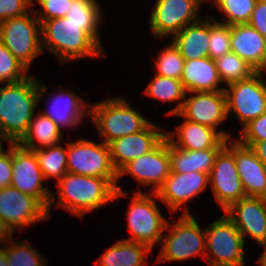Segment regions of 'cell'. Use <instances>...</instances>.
I'll return each instance as SVG.
<instances>
[{
  "label": "cell",
  "instance_id": "74e56055",
  "mask_svg": "<svg viewBox=\"0 0 266 266\" xmlns=\"http://www.w3.org/2000/svg\"><path fill=\"white\" fill-rule=\"evenodd\" d=\"M239 143H257L266 140V113L247 123L239 132Z\"/></svg>",
  "mask_w": 266,
  "mask_h": 266
},
{
  "label": "cell",
  "instance_id": "7dc6e473",
  "mask_svg": "<svg viewBox=\"0 0 266 266\" xmlns=\"http://www.w3.org/2000/svg\"><path fill=\"white\" fill-rule=\"evenodd\" d=\"M43 1H45V0H37V3L41 4ZM33 3H34V1L33 0H30L31 6L33 5Z\"/></svg>",
  "mask_w": 266,
  "mask_h": 266
},
{
  "label": "cell",
  "instance_id": "4316f807",
  "mask_svg": "<svg viewBox=\"0 0 266 266\" xmlns=\"http://www.w3.org/2000/svg\"><path fill=\"white\" fill-rule=\"evenodd\" d=\"M152 250L145 244L119 240L96 260L98 266H144Z\"/></svg>",
  "mask_w": 266,
  "mask_h": 266
},
{
  "label": "cell",
  "instance_id": "f6af8a7d",
  "mask_svg": "<svg viewBox=\"0 0 266 266\" xmlns=\"http://www.w3.org/2000/svg\"><path fill=\"white\" fill-rule=\"evenodd\" d=\"M4 248L0 249V266H8L7 261V255H6V249Z\"/></svg>",
  "mask_w": 266,
  "mask_h": 266
},
{
  "label": "cell",
  "instance_id": "8992f818",
  "mask_svg": "<svg viewBox=\"0 0 266 266\" xmlns=\"http://www.w3.org/2000/svg\"><path fill=\"white\" fill-rule=\"evenodd\" d=\"M243 236L224 213L205 229V258L210 266H244Z\"/></svg>",
  "mask_w": 266,
  "mask_h": 266
},
{
  "label": "cell",
  "instance_id": "44dd1931",
  "mask_svg": "<svg viewBox=\"0 0 266 266\" xmlns=\"http://www.w3.org/2000/svg\"><path fill=\"white\" fill-rule=\"evenodd\" d=\"M175 133L166 134V139L174 146L186 150L222 149L231 139L226 131H219L209 126L186 120L177 126Z\"/></svg>",
  "mask_w": 266,
  "mask_h": 266
},
{
  "label": "cell",
  "instance_id": "9c48e42d",
  "mask_svg": "<svg viewBox=\"0 0 266 266\" xmlns=\"http://www.w3.org/2000/svg\"><path fill=\"white\" fill-rule=\"evenodd\" d=\"M161 241L160 243H163V245L157 260L158 262H178L197 255L205 256L206 254L205 229L201 231L198 222L190 214L187 207L184 209L180 219L173 225L170 233L163 235Z\"/></svg>",
  "mask_w": 266,
  "mask_h": 266
},
{
  "label": "cell",
  "instance_id": "52a82bcc",
  "mask_svg": "<svg viewBox=\"0 0 266 266\" xmlns=\"http://www.w3.org/2000/svg\"><path fill=\"white\" fill-rule=\"evenodd\" d=\"M29 13L0 22V42L28 69L43 52L41 22Z\"/></svg>",
  "mask_w": 266,
  "mask_h": 266
},
{
  "label": "cell",
  "instance_id": "bcb514c9",
  "mask_svg": "<svg viewBox=\"0 0 266 266\" xmlns=\"http://www.w3.org/2000/svg\"><path fill=\"white\" fill-rule=\"evenodd\" d=\"M258 263L261 264L262 266H266V247H264V251L260 256Z\"/></svg>",
  "mask_w": 266,
  "mask_h": 266
},
{
  "label": "cell",
  "instance_id": "6da1fadb",
  "mask_svg": "<svg viewBox=\"0 0 266 266\" xmlns=\"http://www.w3.org/2000/svg\"><path fill=\"white\" fill-rule=\"evenodd\" d=\"M46 91L34 75L0 87V137L17 144L34 117L38 102Z\"/></svg>",
  "mask_w": 266,
  "mask_h": 266
},
{
  "label": "cell",
  "instance_id": "f35d334b",
  "mask_svg": "<svg viewBox=\"0 0 266 266\" xmlns=\"http://www.w3.org/2000/svg\"><path fill=\"white\" fill-rule=\"evenodd\" d=\"M71 2L72 0H45L40 4L44 12L35 15L40 22L65 17Z\"/></svg>",
  "mask_w": 266,
  "mask_h": 266
},
{
  "label": "cell",
  "instance_id": "d4e9b609",
  "mask_svg": "<svg viewBox=\"0 0 266 266\" xmlns=\"http://www.w3.org/2000/svg\"><path fill=\"white\" fill-rule=\"evenodd\" d=\"M52 97L50 110L42 114L50 117L60 128L62 125L72 127L80 124L85 110L90 107V104L87 106L83 99L69 90L57 92Z\"/></svg>",
  "mask_w": 266,
  "mask_h": 266
},
{
  "label": "cell",
  "instance_id": "f1b7e54d",
  "mask_svg": "<svg viewBox=\"0 0 266 266\" xmlns=\"http://www.w3.org/2000/svg\"><path fill=\"white\" fill-rule=\"evenodd\" d=\"M145 94L162 101H180L178 105L167 114L172 115L180 111L186 91L180 79L156 75L145 89Z\"/></svg>",
  "mask_w": 266,
  "mask_h": 266
},
{
  "label": "cell",
  "instance_id": "ee69618b",
  "mask_svg": "<svg viewBox=\"0 0 266 266\" xmlns=\"http://www.w3.org/2000/svg\"><path fill=\"white\" fill-rule=\"evenodd\" d=\"M14 231L5 223L3 220L0 219V243L4 241H9L12 238V234Z\"/></svg>",
  "mask_w": 266,
  "mask_h": 266
},
{
  "label": "cell",
  "instance_id": "836d02e7",
  "mask_svg": "<svg viewBox=\"0 0 266 266\" xmlns=\"http://www.w3.org/2000/svg\"><path fill=\"white\" fill-rule=\"evenodd\" d=\"M209 57L213 60L231 52L230 26L209 18Z\"/></svg>",
  "mask_w": 266,
  "mask_h": 266
},
{
  "label": "cell",
  "instance_id": "60d3db41",
  "mask_svg": "<svg viewBox=\"0 0 266 266\" xmlns=\"http://www.w3.org/2000/svg\"><path fill=\"white\" fill-rule=\"evenodd\" d=\"M12 144L9 145L8 151L0 148V188L11 186L12 181Z\"/></svg>",
  "mask_w": 266,
  "mask_h": 266
},
{
  "label": "cell",
  "instance_id": "2e32d148",
  "mask_svg": "<svg viewBox=\"0 0 266 266\" xmlns=\"http://www.w3.org/2000/svg\"><path fill=\"white\" fill-rule=\"evenodd\" d=\"M194 93L188 99L185 95L180 111L172 115L216 129L228 117L224 90Z\"/></svg>",
  "mask_w": 266,
  "mask_h": 266
},
{
  "label": "cell",
  "instance_id": "277c9868",
  "mask_svg": "<svg viewBox=\"0 0 266 266\" xmlns=\"http://www.w3.org/2000/svg\"><path fill=\"white\" fill-rule=\"evenodd\" d=\"M130 105L118 97L90 105L88 115L97 125L104 143L138 133L151 123Z\"/></svg>",
  "mask_w": 266,
  "mask_h": 266
},
{
  "label": "cell",
  "instance_id": "5b68a950",
  "mask_svg": "<svg viewBox=\"0 0 266 266\" xmlns=\"http://www.w3.org/2000/svg\"><path fill=\"white\" fill-rule=\"evenodd\" d=\"M156 198L155 193L149 195L140 190L135 192L127 214L131 238L123 240L145 244L151 250L156 243L161 242L169 223L158 209Z\"/></svg>",
  "mask_w": 266,
  "mask_h": 266
},
{
  "label": "cell",
  "instance_id": "603a6c76",
  "mask_svg": "<svg viewBox=\"0 0 266 266\" xmlns=\"http://www.w3.org/2000/svg\"><path fill=\"white\" fill-rule=\"evenodd\" d=\"M180 80L187 93L224 90V87L217 88L222 81L210 57L185 60Z\"/></svg>",
  "mask_w": 266,
  "mask_h": 266
},
{
  "label": "cell",
  "instance_id": "e0dca14e",
  "mask_svg": "<svg viewBox=\"0 0 266 266\" xmlns=\"http://www.w3.org/2000/svg\"><path fill=\"white\" fill-rule=\"evenodd\" d=\"M224 212L233 221L243 240L247 234L266 247V198L246 196Z\"/></svg>",
  "mask_w": 266,
  "mask_h": 266
},
{
  "label": "cell",
  "instance_id": "d590c367",
  "mask_svg": "<svg viewBox=\"0 0 266 266\" xmlns=\"http://www.w3.org/2000/svg\"><path fill=\"white\" fill-rule=\"evenodd\" d=\"M65 17L76 24H100L101 11L97 0H72Z\"/></svg>",
  "mask_w": 266,
  "mask_h": 266
},
{
  "label": "cell",
  "instance_id": "ab89813d",
  "mask_svg": "<svg viewBox=\"0 0 266 266\" xmlns=\"http://www.w3.org/2000/svg\"><path fill=\"white\" fill-rule=\"evenodd\" d=\"M30 0H0V22L28 13Z\"/></svg>",
  "mask_w": 266,
  "mask_h": 266
},
{
  "label": "cell",
  "instance_id": "4fadbf2b",
  "mask_svg": "<svg viewBox=\"0 0 266 266\" xmlns=\"http://www.w3.org/2000/svg\"><path fill=\"white\" fill-rule=\"evenodd\" d=\"M48 218L47 208L37 198L12 186L0 188V219L14 232Z\"/></svg>",
  "mask_w": 266,
  "mask_h": 266
},
{
  "label": "cell",
  "instance_id": "4dcf8cb0",
  "mask_svg": "<svg viewBox=\"0 0 266 266\" xmlns=\"http://www.w3.org/2000/svg\"><path fill=\"white\" fill-rule=\"evenodd\" d=\"M222 83L231 84L251 77L257 71L237 54L230 52L214 60Z\"/></svg>",
  "mask_w": 266,
  "mask_h": 266
},
{
  "label": "cell",
  "instance_id": "c3c4849f",
  "mask_svg": "<svg viewBox=\"0 0 266 266\" xmlns=\"http://www.w3.org/2000/svg\"><path fill=\"white\" fill-rule=\"evenodd\" d=\"M2 138L0 137V148H2Z\"/></svg>",
  "mask_w": 266,
  "mask_h": 266
},
{
  "label": "cell",
  "instance_id": "1f68e13d",
  "mask_svg": "<svg viewBox=\"0 0 266 266\" xmlns=\"http://www.w3.org/2000/svg\"><path fill=\"white\" fill-rule=\"evenodd\" d=\"M24 242L26 241H10L4 245L8 266H46L45 258H42L43 256L34 250L32 245Z\"/></svg>",
  "mask_w": 266,
  "mask_h": 266
},
{
  "label": "cell",
  "instance_id": "cb8c5ba5",
  "mask_svg": "<svg viewBox=\"0 0 266 266\" xmlns=\"http://www.w3.org/2000/svg\"><path fill=\"white\" fill-rule=\"evenodd\" d=\"M172 43L185 60L209 57V19L188 24L173 35Z\"/></svg>",
  "mask_w": 266,
  "mask_h": 266
},
{
  "label": "cell",
  "instance_id": "d6986e66",
  "mask_svg": "<svg viewBox=\"0 0 266 266\" xmlns=\"http://www.w3.org/2000/svg\"><path fill=\"white\" fill-rule=\"evenodd\" d=\"M209 184V174L202 172H171L155 193L173 213L200 194Z\"/></svg>",
  "mask_w": 266,
  "mask_h": 266
},
{
  "label": "cell",
  "instance_id": "8fae6325",
  "mask_svg": "<svg viewBox=\"0 0 266 266\" xmlns=\"http://www.w3.org/2000/svg\"><path fill=\"white\" fill-rule=\"evenodd\" d=\"M12 181L11 186L22 193L37 198L50 215L54 197L47 187H43L44 175L39 167L35 153L18 144H12Z\"/></svg>",
  "mask_w": 266,
  "mask_h": 266
},
{
  "label": "cell",
  "instance_id": "ba28073f",
  "mask_svg": "<svg viewBox=\"0 0 266 266\" xmlns=\"http://www.w3.org/2000/svg\"><path fill=\"white\" fill-rule=\"evenodd\" d=\"M68 173L107 179L115 188L118 175L114 169L108 144L94 143L79 139L75 143L67 142Z\"/></svg>",
  "mask_w": 266,
  "mask_h": 266
},
{
  "label": "cell",
  "instance_id": "7a4b0ae2",
  "mask_svg": "<svg viewBox=\"0 0 266 266\" xmlns=\"http://www.w3.org/2000/svg\"><path fill=\"white\" fill-rule=\"evenodd\" d=\"M99 25L76 24L66 17L42 21V50H50L63 62L101 56Z\"/></svg>",
  "mask_w": 266,
  "mask_h": 266
},
{
  "label": "cell",
  "instance_id": "8d00e7d4",
  "mask_svg": "<svg viewBox=\"0 0 266 266\" xmlns=\"http://www.w3.org/2000/svg\"><path fill=\"white\" fill-rule=\"evenodd\" d=\"M28 69L0 42V83L26 79Z\"/></svg>",
  "mask_w": 266,
  "mask_h": 266
},
{
  "label": "cell",
  "instance_id": "30bf717a",
  "mask_svg": "<svg viewBox=\"0 0 266 266\" xmlns=\"http://www.w3.org/2000/svg\"><path fill=\"white\" fill-rule=\"evenodd\" d=\"M262 74L256 72L248 79L228 84L229 88H224L227 115L232 110L243 127L266 113V83Z\"/></svg>",
  "mask_w": 266,
  "mask_h": 266
},
{
  "label": "cell",
  "instance_id": "e575fe53",
  "mask_svg": "<svg viewBox=\"0 0 266 266\" xmlns=\"http://www.w3.org/2000/svg\"><path fill=\"white\" fill-rule=\"evenodd\" d=\"M185 59L171 42L163 49L156 59L157 75L180 79L183 73Z\"/></svg>",
  "mask_w": 266,
  "mask_h": 266
},
{
  "label": "cell",
  "instance_id": "b9f144b4",
  "mask_svg": "<svg viewBox=\"0 0 266 266\" xmlns=\"http://www.w3.org/2000/svg\"><path fill=\"white\" fill-rule=\"evenodd\" d=\"M248 24L266 37V0H257Z\"/></svg>",
  "mask_w": 266,
  "mask_h": 266
},
{
  "label": "cell",
  "instance_id": "484cf974",
  "mask_svg": "<svg viewBox=\"0 0 266 266\" xmlns=\"http://www.w3.org/2000/svg\"><path fill=\"white\" fill-rule=\"evenodd\" d=\"M221 149L186 150L169 142L171 172L189 173L202 172L209 174L216 155Z\"/></svg>",
  "mask_w": 266,
  "mask_h": 266
},
{
  "label": "cell",
  "instance_id": "681fc988",
  "mask_svg": "<svg viewBox=\"0 0 266 266\" xmlns=\"http://www.w3.org/2000/svg\"><path fill=\"white\" fill-rule=\"evenodd\" d=\"M262 71H265L266 72V64H265L264 68L261 70V72Z\"/></svg>",
  "mask_w": 266,
  "mask_h": 266
},
{
  "label": "cell",
  "instance_id": "ffe728a7",
  "mask_svg": "<svg viewBox=\"0 0 266 266\" xmlns=\"http://www.w3.org/2000/svg\"><path fill=\"white\" fill-rule=\"evenodd\" d=\"M231 148L226 147L234 154L242 186L247 197L266 198V165H264L250 149V147L233 140Z\"/></svg>",
  "mask_w": 266,
  "mask_h": 266
},
{
  "label": "cell",
  "instance_id": "5bb4252c",
  "mask_svg": "<svg viewBox=\"0 0 266 266\" xmlns=\"http://www.w3.org/2000/svg\"><path fill=\"white\" fill-rule=\"evenodd\" d=\"M213 194L223 210L246 197L234 154L224 146L216 155L209 173Z\"/></svg>",
  "mask_w": 266,
  "mask_h": 266
},
{
  "label": "cell",
  "instance_id": "9a60e30c",
  "mask_svg": "<svg viewBox=\"0 0 266 266\" xmlns=\"http://www.w3.org/2000/svg\"><path fill=\"white\" fill-rule=\"evenodd\" d=\"M171 171L169 141L166 137L150 152L128 162L118 172V180L131 174L141 185H153L156 193Z\"/></svg>",
  "mask_w": 266,
  "mask_h": 266
},
{
  "label": "cell",
  "instance_id": "d6a6232c",
  "mask_svg": "<svg viewBox=\"0 0 266 266\" xmlns=\"http://www.w3.org/2000/svg\"><path fill=\"white\" fill-rule=\"evenodd\" d=\"M219 11L226 15L227 25L248 23L257 0H213Z\"/></svg>",
  "mask_w": 266,
  "mask_h": 266
},
{
  "label": "cell",
  "instance_id": "ac0fdd59",
  "mask_svg": "<svg viewBox=\"0 0 266 266\" xmlns=\"http://www.w3.org/2000/svg\"><path fill=\"white\" fill-rule=\"evenodd\" d=\"M166 133L152 122L142 131L111 141L108 146L114 169L118 172L128 162L152 151Z\"/></svg>",
  "mask_w": 266,
  "mask_h": 266
},
{
  "label": "cell",
  "instance_id": "3957f363",
  "mask_svg": "<svg viewBox=\"0 0 266 266\" xmlns=\"http://www.w3.org/2000/svg\"><path fill=\"white\" fill-rule=\"evenodd\" d=\"M57 186L58 206L81 218L108 202L127 196L119 185L115 188L107 179L100 177L67 173L57 181Z\"/></svg>",
  "mask_w": 266,
  "mask_h": 266
},
{
  "label": "cell",
  "instance_id": "7402d4cb",
  "mask_svg": "<svg viewBox=\"0 0 266 266\" xmlns=\"http://www.w3.org/2000/svg\"><path fill=\"white\" fill-rule=\"evenodd\" d=\"M231 52L237 54L257 72L266 64V37L248 23L230 25Z\"/></svg>",
  "mask_w": 266,
  "mask_h": 266
},
{
  "label": "cell",
  "instance_id": "f546056e",
  "mask_svg": "<svg viewBox=\"0 0 266 266\" xmlns=\"http://www.w3.org/2000/svg\"><path fill=\"white\" fill-rule=\"evenodd\" d=\"M39 167L47 178H56L58 181L68 173L67 151L59 144L42 149L33 150Z\"/></svg>",
  "mask_w": 266,
  "mask_h": 266
},
{
  "label": "cell",
  "instance_id": "7c38bea8",
  "mask_svg": "<svg viewBox=\"0 0 266 266\" xmlns=\"http://www.w3.org/2000/svg\"><path fill=\"white\" fill-rule=\"evenodd\" d=\"M206 0H157L150 16V28L156 37L179 33L188 24L199 21L201 2ZM193 21V22H192Z\"/></svg>",
  "mask_w": 266,
  "mask_h": 266
},
{
  "label": "cell",
  "instance_id": "7bdbcfd3",
  "mask_svg": "<svg viewBox=\"0 0 266 266\" xmlns=\"http://www.w3.org/2000/svg\"><path fill=\"white\" fill-rule=\"evenodd\" d=\"M244 146L250 147L257 158L266 165V140L257 143H240Z\"/></svg>",
  "mask_w": 266,
  "mask_h": 266
},
{
  "label": "cell",
  "instance_id": "83f0119b",
  "mask_svg": "<svg viewBox=\"0 0 266 266\" xmlns=\"http://www.w3.org/2000/svg\"><path fill=\"white\" fill-rule=\"evenodd\" d=\"M37 115L33 117L24 137L17 144L32 151L60 144L63 130L50 117L42 113ZM34 140L38 142L39 147Z\"/></svg>",
  "mask_w": 266,
  "mask_h": 266
}]
</instances>
